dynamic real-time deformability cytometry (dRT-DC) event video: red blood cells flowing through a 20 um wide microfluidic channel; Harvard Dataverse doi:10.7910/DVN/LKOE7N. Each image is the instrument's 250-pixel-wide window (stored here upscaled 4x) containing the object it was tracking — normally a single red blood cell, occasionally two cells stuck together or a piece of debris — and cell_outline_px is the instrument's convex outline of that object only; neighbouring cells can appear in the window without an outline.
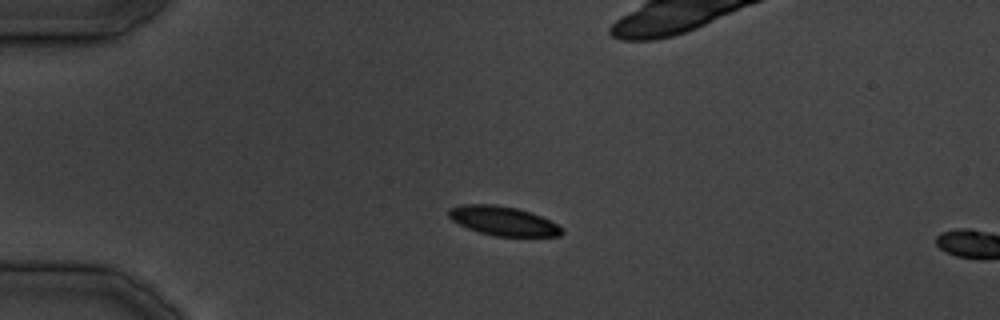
{"species": "common noctule bat (a hibernating species)", "species_latin": "Nyctalus noctula", "temperature_condition": "cold", "stored_images_in_passage": 4, "camera_frame_rate_fps": 3000, "um_per_image_px": 0.085, "animal": {"sex": "male", "body_mass_g": 19.5, "forearm_length_mm": 54.6}, "frame": {"image": 1, "passage_image": 2, "time_ms": 1.333, "image_size_px": [1000, 320], "cell_outline_px": [[564, 232], [560, 236], [496, 236], [480, 232], [468, 228], [452, 220], [448, 216], [448, 212], [452, 208], [460, 204], [496, 204], [516, 208], [540, 216], [564, 228]], "centroid_in_image_um": [42.77, 18.78], "position_along_channel_um": 42.2, "area_um2": 19.02}}